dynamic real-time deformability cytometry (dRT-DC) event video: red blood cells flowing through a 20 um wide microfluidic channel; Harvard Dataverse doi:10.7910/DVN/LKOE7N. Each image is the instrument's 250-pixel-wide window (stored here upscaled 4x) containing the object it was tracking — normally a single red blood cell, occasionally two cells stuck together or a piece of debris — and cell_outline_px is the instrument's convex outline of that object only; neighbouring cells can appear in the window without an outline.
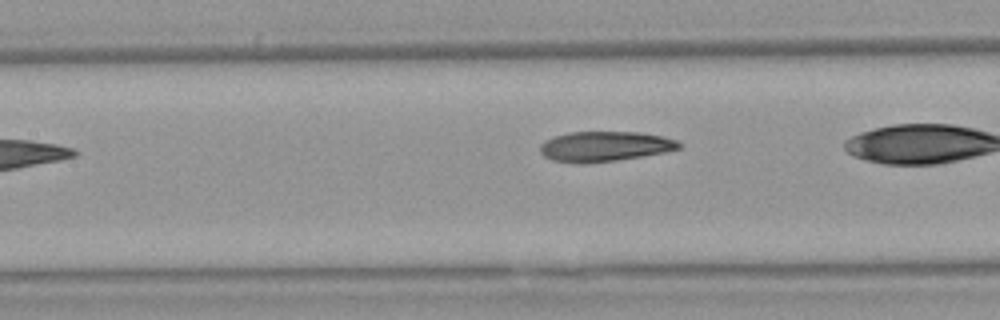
{"species": "Egyptian fruit bat (a non-hibernating species)", "species_latin": "Rousettus aegyptiacus", "temperature_condition": "warm", "stored_images_in_passage": 21, "camera_frame_rate_fps": 3000, "um_per_image_px": 0.085, "animal": {"sex": "female"}, "frame": {"image": 1, "passage_image": 4, "time_ms": 1.0, "image_size_px": [1000, 320], "cell_outline_px": [[684, 144], [680, 148], [664, 152], [616, 160], [584, 164], [576, 164], [552, 160], [544, 156], [540, 152], [540, 144], [544, 140], [568, 132], [640, 132], [660, 136], [676, 140]], "centroid_in_image_um": [51.36, 12.45], "position_along_channel_um": 156.0, "area_um2": 24.39}}